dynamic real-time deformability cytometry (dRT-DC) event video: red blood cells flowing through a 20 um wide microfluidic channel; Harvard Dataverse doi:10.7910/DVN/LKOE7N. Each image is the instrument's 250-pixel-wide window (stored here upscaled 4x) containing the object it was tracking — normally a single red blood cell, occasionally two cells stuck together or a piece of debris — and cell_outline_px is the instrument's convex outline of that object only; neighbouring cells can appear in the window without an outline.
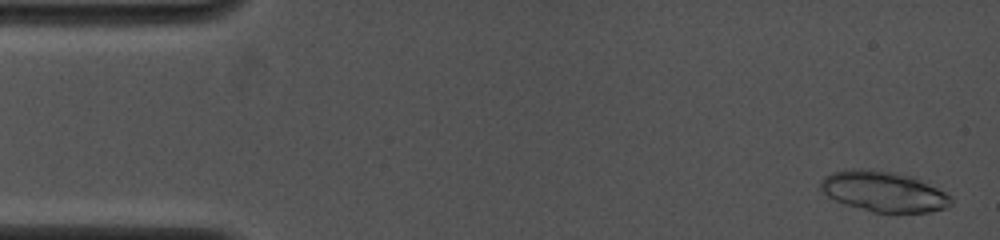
{"species": "common noctule bat (a hibernating species)", "species_latin": "Nyctalus noctula", "temperature_condition": "cold", "stored_images_in_passage": 6, "camera_frame_rate_fps": 4000, "um_per_image_px": 0.085, "animal": {"sex": "female", "body_mass_g": 19.0, "forearm_length_mm": 53.3}, "frame": {"image": 1, "passage_image": 1, "time_ms": 0.0, "image_size_px": [1000, 240], "cell_outline_px": [[952, 204], [948, 208], [932, 212], [872, 212], [844, 204], [828, 196], [820, 188], [820, 180], [824, 176], [832, 172], [852, 168], [872, 168], [896, 172], [912, 176], [952, 196]], "centroid_in_image_um": [75.1, 16.26], "position_along_channel_um": 9.9, "area_um2": 31.04}}